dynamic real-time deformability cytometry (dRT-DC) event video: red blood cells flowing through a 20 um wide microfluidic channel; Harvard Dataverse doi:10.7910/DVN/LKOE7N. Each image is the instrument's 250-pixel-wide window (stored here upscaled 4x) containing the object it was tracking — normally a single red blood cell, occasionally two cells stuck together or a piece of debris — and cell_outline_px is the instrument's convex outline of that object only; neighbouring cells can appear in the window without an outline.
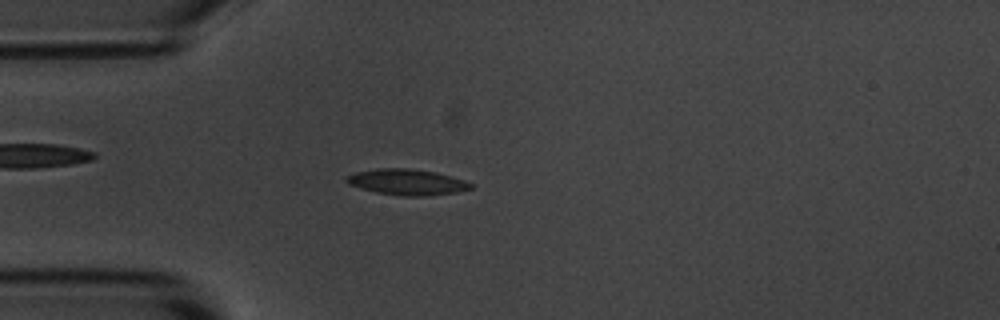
{"species": "common noctule bat (a hibernating species)", "species_latin": "Nyctalus noctula", "temperature_condition": "room temperature", "stored_images_in_passage": 4, "camera_frame_rate_fps": 3000, "um_per_image_px": 0.085, "animal": {"sex": "male", "body_mass_g": 20.1, "forearm_length_mm": 53.5}, "frame": {"image": 1, "passage_image": 4, "time_ms": 4.333, "image_size_px": [1000, 320], "cell_outline_px": [[472, 188], [456, 192], [428, 196], [404, 196], [376, 192], [360, 188], [348, 184], [344, 180], [344, 176], [356, 172], [376, 168], [412, 168], [436, 172], [452, 176], [464, 180], [472, 184]], "centroid_in_image_um": [34.56, 15.46], "position_along_channel_um": 50.4, "area_um2": 18.9}}